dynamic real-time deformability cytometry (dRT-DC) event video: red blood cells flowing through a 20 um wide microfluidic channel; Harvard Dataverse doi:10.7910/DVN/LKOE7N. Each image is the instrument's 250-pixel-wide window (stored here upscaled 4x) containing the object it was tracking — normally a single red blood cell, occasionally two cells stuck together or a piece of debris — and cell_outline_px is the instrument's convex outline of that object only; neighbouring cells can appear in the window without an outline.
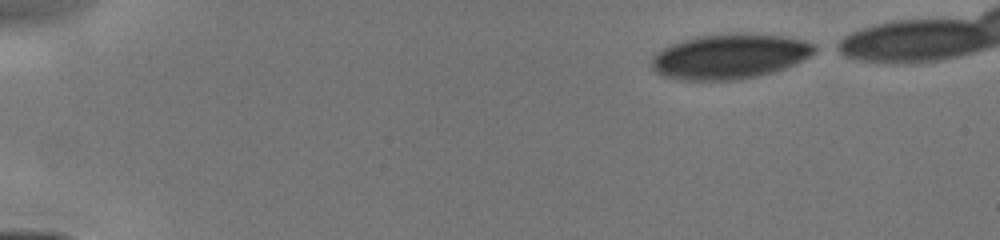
{"species": "human", "species_latin": "Homo sapiens", "temperature_condition": "cold", "stored_images_in_passage": 6, "camera_frame_rate_fps": 3000, "um_per_image_px": 0.085, "donor": {"sex": "male"}, "frame": {"image": 1, "passage_image": 1, "time_ms": 0.0, "image_size_px": [1000, 240], "cell_outline_px": [[824, 48], [784, 68], [772, 72], [756, 76], [736, 80], [680, 80], [664, 76], [656, 72], [652, 68], [652, 56], [660, 48], [668, 44], [696, 36], [740, 32], [748, 32], [780, 36], [804, 40], [816, 44]], "centroid_in_image_um": [62.02, 4.77], "position_along_channel_um": 23.0, "area_um2": 43.18}}